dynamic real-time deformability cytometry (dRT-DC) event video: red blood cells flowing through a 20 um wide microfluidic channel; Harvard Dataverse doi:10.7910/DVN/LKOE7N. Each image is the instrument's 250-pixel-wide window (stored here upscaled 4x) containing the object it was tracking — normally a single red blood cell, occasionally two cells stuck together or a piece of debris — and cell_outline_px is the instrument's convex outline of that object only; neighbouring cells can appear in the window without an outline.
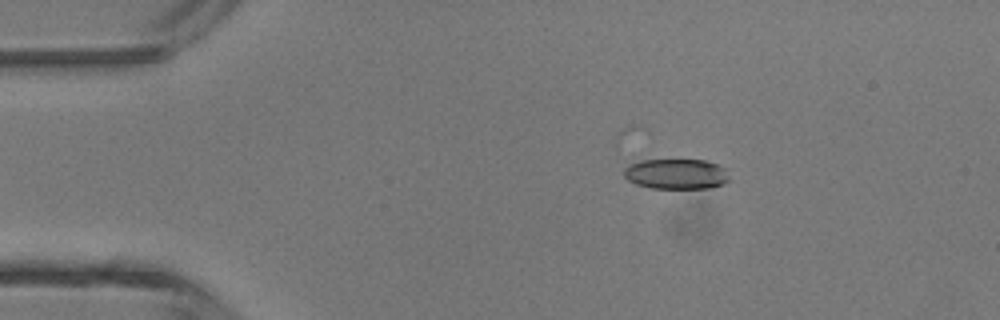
{"species": "common noctule bat (a hibernating species)", "species_latin": "Nyctalus noctula", "temperature_condition": "room temperature", "stored_images_in_passage": 6, "camera_frame_rate_fps": 3000, "um_per_image_px": 0.085, "animal": {"sex": "male", "body_mass_g": 13.3}, "frame": {"image": 1, "passage_image": 3, "time_ms": 0.667, "image_size_px": [1000, 320], "cell_outline_px": [[732, 180], [724, 184], [712, 188], [652, 188], [636, 184], [628, 180], [624, 176], [624, 168], [628, 164], [640, 160], [704, 160], [716, 164], [724, 168]], "centroid_in_image_um": [57.5, 14.79], "position_along_channel_um": 27.5, "area_um2": 18.79}}
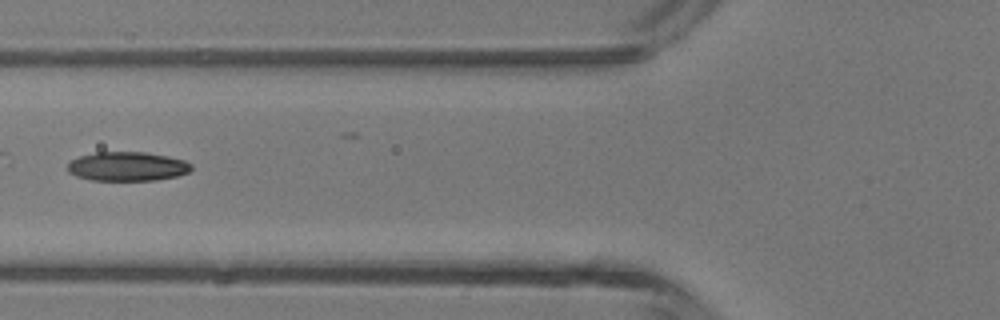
{"frame": {"image": 2, "passage_image": 6, "time_ms": 1.667, "image_size_px": [1000, 320], "cell_outline_px": [[192, 168], [188, 172], [176, 176], [156, 180], [92, 180], [76, 176], [68, 172], [68, 164], [72, 160], [80, 156], [96, 152], [144, 152], [168, 156], [184, 160], [192, 164]], "centroid_in_image_um": [10.83, 14.14], "position_along_channel_um": 115.0, "area_um2": 20.92}}